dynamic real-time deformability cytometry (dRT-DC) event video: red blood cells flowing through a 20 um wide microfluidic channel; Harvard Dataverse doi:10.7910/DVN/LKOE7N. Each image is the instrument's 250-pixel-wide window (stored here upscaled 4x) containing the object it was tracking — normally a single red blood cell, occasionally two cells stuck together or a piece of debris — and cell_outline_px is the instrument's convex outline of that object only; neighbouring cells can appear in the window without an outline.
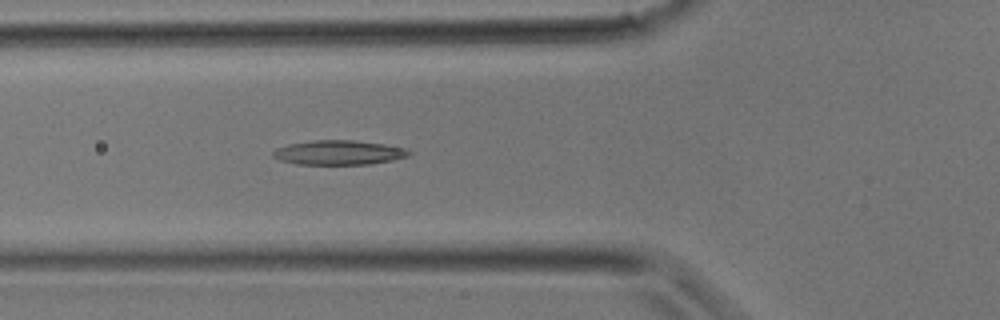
{"species": "common noctule bat (a hibernating species)", "species_latin": "Nyctalus noctula", "temperature_condition": "room temperature", "stored_images_in_passage": 8, "camera_frame_rate_fps": 3000, "um_per_image_px": 0.085, "animal": {"sex": "male", "body_mass_g": 17.9}, "frame": {"image": 1, "passage_image": 4, "time_ms": 1.0, "image_size_px": [1000, 320], "cell_outline_px": [[412, 152], [408, 156], [392, 160], [368, 164], [296, 164], [280, 160], [272, 156], [272, 152], [276, 148], [288, 144], [312, 140], [352, 140], [384, 144], [404, 148]], "centroid_in_image_um": [28.76, 12.96], "position_along_channel_um": 97.0, "area_um2": 19.31}}
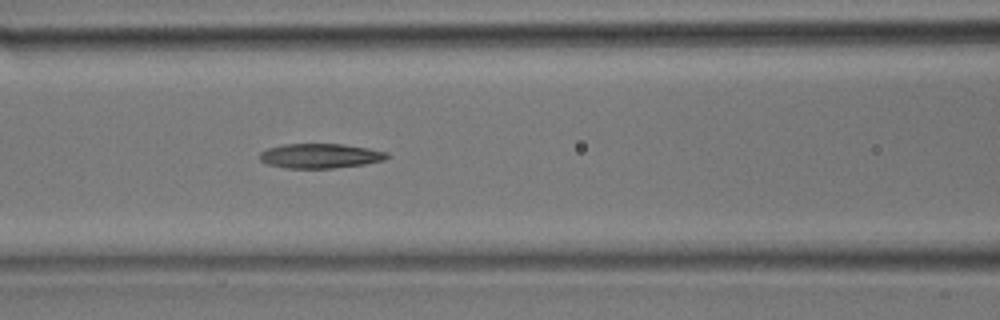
{"frame": {"image": 2, "passage_image": 6, "time_ms": 1.667, "image_size_px": [1000, 320], "cell_outline_px": [[388, 156], [384, 160], [364, 164], [332, 168], [288, 168], [268, 164], [260, 160], [260, 152], [268, 148], [284, 144], [344, 144], [368, 148], [388, 152]], "centroid_in_image_um": [27.22, 13.24], "position_along_channel_um": 139.4, "area_um2": 18.15}}
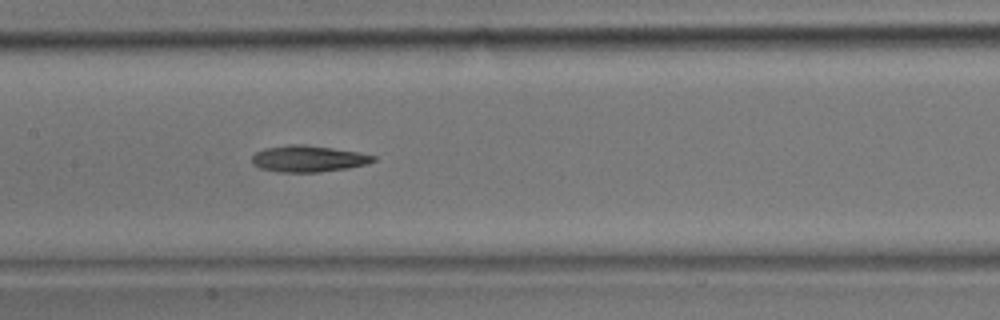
{"frame": {"image": 3, "passage_image": 8, "time_ms": 2.333, "image_size_px": [1000, 320], "cell_outline_px": [[376, 160], [368, 164], [348, 168], [320, 172], [276, 172], [260, 168], [252, 164], [252, 156], [256, 152], [264, 148], [292, 144], [304, 144], [360, 152], [376, 156]], "centroid_in_image_um": [26.21, 13.49], "position_along_channel_um": 181.2, "area_um2": 18.84}}